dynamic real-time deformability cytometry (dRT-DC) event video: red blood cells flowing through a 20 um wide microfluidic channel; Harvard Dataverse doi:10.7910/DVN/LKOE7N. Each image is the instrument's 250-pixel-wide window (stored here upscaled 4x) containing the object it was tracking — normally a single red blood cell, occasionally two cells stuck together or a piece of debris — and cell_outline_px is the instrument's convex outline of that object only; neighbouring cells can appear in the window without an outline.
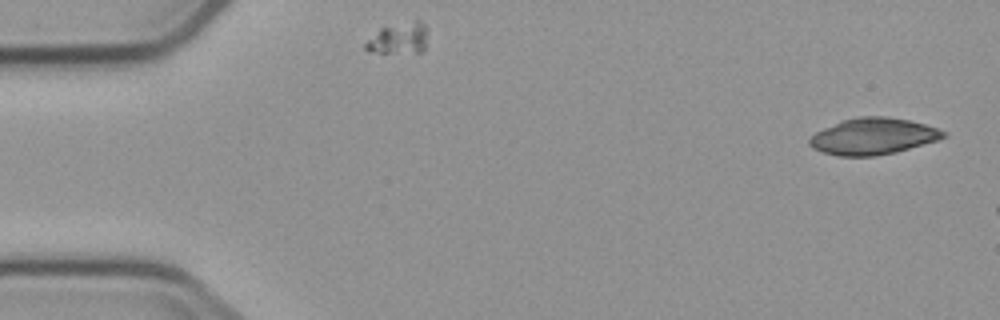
{"species": "common noctule bat (a hibernating species)", "species_latin": "Nyctalus noctula", "temperature_condition": "cold", "stored_images_in_passage": 3, "camera_frame_rate_fps": 3000, "um_per_image_px": 0.085, "animal": {"sex": "male", "body_mass_g": 23.1, "forearm_length_mm": 52.7}, "frame": {"image": 1, "passage_image": 1, "time_ms": 0.0, "image_size_px": [1000, 320], "cell_outline_px": [[948, 136], [936, 140], [896, 152], [876, 156], [836, 156], [824, 152], [808, 144], [808, 140], [816, 132], [840, 120], [860, 116], [888, 116], [908, 120], [924, 124], [948, 132]], "centroid_in_image_um": [74.22, 11.58], "position_along_channel_um": 10.8, "area_um2": 28.38}}